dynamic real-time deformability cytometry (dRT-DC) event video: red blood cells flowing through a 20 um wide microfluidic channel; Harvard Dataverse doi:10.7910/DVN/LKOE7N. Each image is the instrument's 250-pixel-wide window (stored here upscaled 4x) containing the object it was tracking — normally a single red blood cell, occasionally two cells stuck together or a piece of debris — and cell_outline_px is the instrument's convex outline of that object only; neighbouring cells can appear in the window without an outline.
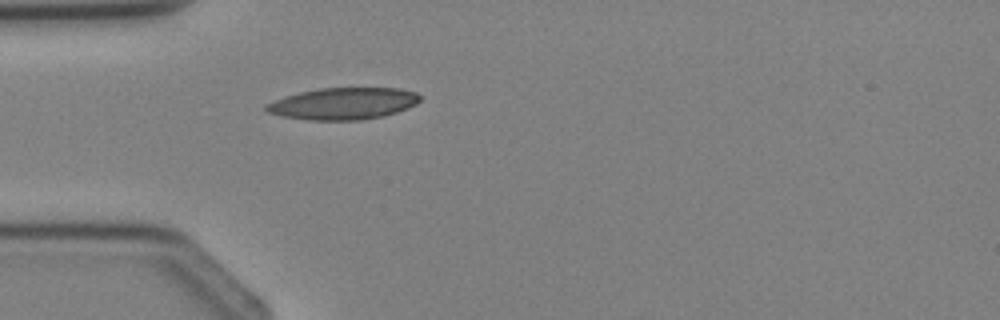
{"species": "Egyptian fruit bat (a non-hibernating species)", "species_latin": "Rousettus aegyptiacus", "temperature_condition": "cold", "stored_images_in_passage": 3, "camera_frame_rate_fps": 3000, "um_per_image_px": 0.085, "animal": {"sex": "female"}, "frame": {"image": 1, "passage_image": 3, "time_ms": 2.333, "image_size_px": [1000, 320], "cell_outline_px": [[420, 100], [416, 104], [408, 108], [384, 116], [360, 120], [308, 120], [280, 116], [268, 112], [264, 108], [264, 104], [284, 96], [300, 92], [320, 88], [400, 88], [416, 92], [420, 96]], "centroid_in_image_um": [29.16, 8.8], "position_along_channel_um": 55.8, "area_um2": 28.67}}